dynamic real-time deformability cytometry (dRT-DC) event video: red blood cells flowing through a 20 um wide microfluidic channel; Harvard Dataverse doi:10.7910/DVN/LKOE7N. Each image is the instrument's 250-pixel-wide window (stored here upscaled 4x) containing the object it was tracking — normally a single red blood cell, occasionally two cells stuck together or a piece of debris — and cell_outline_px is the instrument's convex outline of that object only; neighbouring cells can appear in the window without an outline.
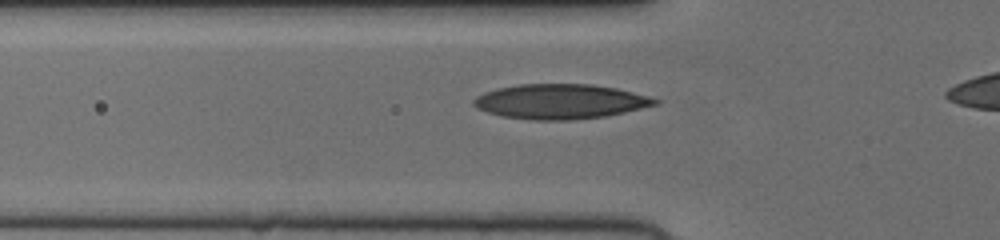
{"species": "human", "species_latin": "Homo sapiens", "temperature_condition": "cold", "stored_images_in_passage": 33, "camera_frame_rate_fps": 3000, "um_per_image_px": 0.085, "donor": {"sex": "female"}, "frame": {"image": 1, "passage_image": 8, "time_ms": 2.333, "image_size_px": [1000, 240], "cell_outline_px": [[660, 104], [624, 112], [604, 116], [568, 120], [536, 120], [504, 116], [488, 112], [472, 104], [472, 100], [476, 96], [484, 92], [496, 88], [520, 84], [592, 84], [616, 88], [648, 96], [660, 100]], "centroid_in_image_um": [47.63, 8.62], "position_along_channel_um": 78.2, "area_um2": 36.59}}
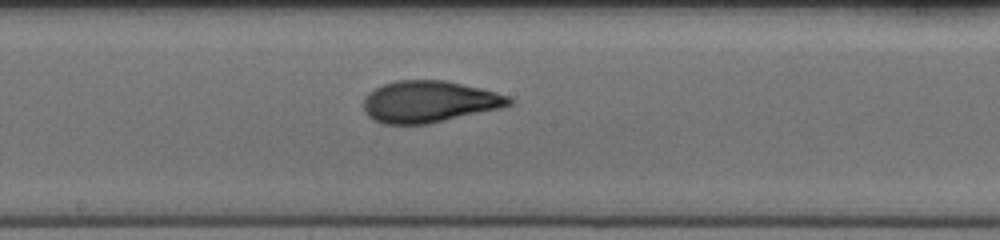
{"frame": {"image": 2, "passage_image": 18, "time_ms": 5.667, "image_size_px": [1000, 240], "cell_outline_px": [[512, 104], [500, 108], [428, 124], [384, 124], [372, 120], [364, 112], [364, 96], [368, 92], [384, 84], [396, 80], [444, 80], [480, 88], [496, 92], [508, 96], [512, 100]], "centroid_in_image_um": [36.43, 8.64], "position_along_channel_um": 211.8, "area_um2": 35.26}}
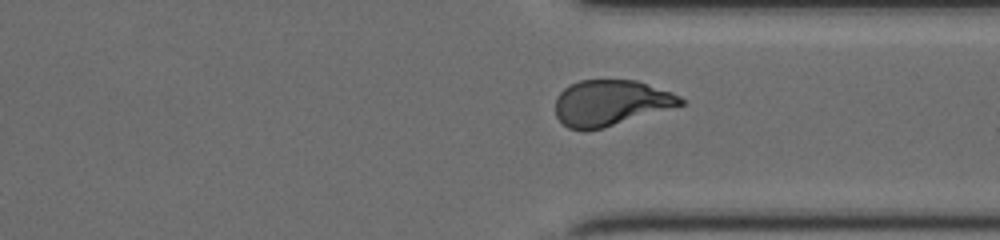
{"frame": {"image": 3, "passage_image": 29, "time_ms": 9.333, "image_size_px": [1000, 240], "cell_outline_px": [[684, 104], [604, 128], [584, 132], [568, 128], [556, 116], [556, 96], [564, 88], [580, 80], [636, 80], [672, 92], [680, 96], [684, 100]], "centroid_in_image_um": [51.88, 8.76], "position_along_channel_um": 359.5, "area_um2": 33.41}}